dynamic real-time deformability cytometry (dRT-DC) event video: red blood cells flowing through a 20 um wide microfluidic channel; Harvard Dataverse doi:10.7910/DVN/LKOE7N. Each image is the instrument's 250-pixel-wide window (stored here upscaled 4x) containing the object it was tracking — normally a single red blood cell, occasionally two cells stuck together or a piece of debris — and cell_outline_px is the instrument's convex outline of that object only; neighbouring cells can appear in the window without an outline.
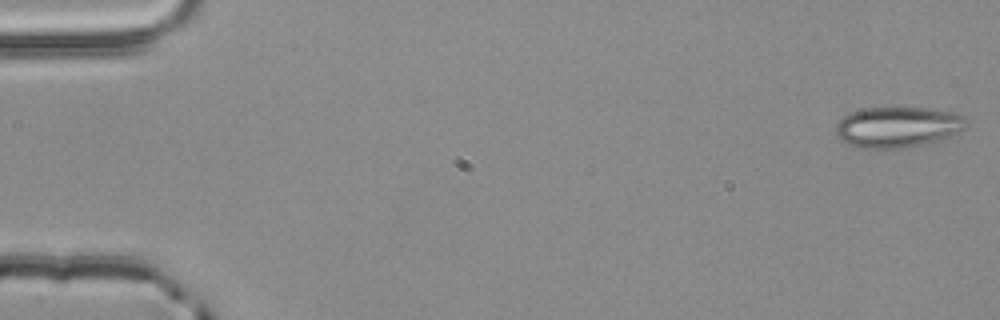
{"species": "common noctule bat (a hibernating species)", "species_latin": "Nyctalus noctula", "temperature_condition": "room temperature", "stored_images_in_passage": 55, "segment_of_instrument_passage": [1, 2], "camera_frame_rate_fps": 3000, "um_per_image_px": 0.085, "animal": {"sex": "male", "body_mass_g": 20.4}, "frame": {"image": 1, "passage_image": 1, "time_ms": 0.0, "image_size_px": [1000, 320], "cell_outline_px": [[968, 124], [960, 132], [948, 136], [920, 144], [904, 148], [860, 148], [848, 144], [840, 140], [836, 132], [836, 124], [844, 116], [852, 112], [864, 108], [924, 108], [952, 112], [964, 116]], "centroid_in_image_um": [76.28, 10.79], "position_along_channel_um": 8.7, "area_um2": 30.58}}
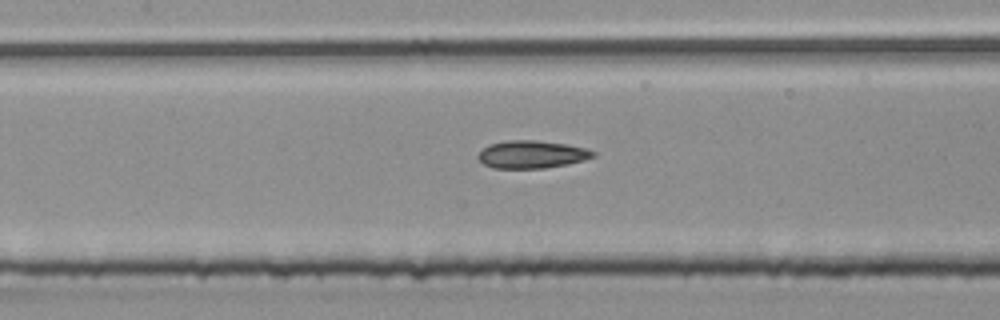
{"frame": {"image": 2, "passage_image": 25, "time_ms": 8.0, "image_size_px": [1000, 320], "cell_outline_px": [[596, 156], [584, 160], [568, 164], [544, 168], [492, 168], [484, 164], [476, 156], [488, 144], [504, 140], [536, 140], [564, 144], [588, 148], [596, 152]], "centroid_in_image_um": [45.21, 13.12], "position_along_channel_um": 162.2, "area_um2": 18.67}}
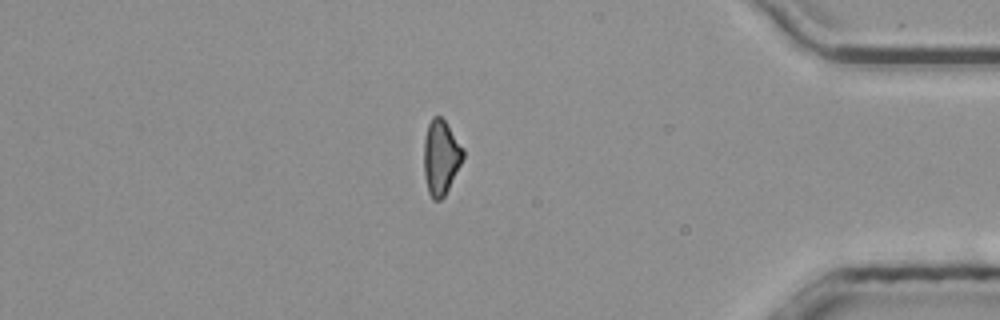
{"frame": {"image": 3, "passage_image": 46, "time_ms": 15.0, "image_size_px": [1000, 320], "cell_outline_px": [[464, 156], [444, 196], [440, 200], [432, 200], [428, 192], [424, 176], [424, 140], [428, 124], [432, 116], [440, 116], [444, 120], [464, 148]], "centroid_in_image_um": [37.46, 13.36], "position_along_channel_um": 397.7, "area_um2": 16.94}}